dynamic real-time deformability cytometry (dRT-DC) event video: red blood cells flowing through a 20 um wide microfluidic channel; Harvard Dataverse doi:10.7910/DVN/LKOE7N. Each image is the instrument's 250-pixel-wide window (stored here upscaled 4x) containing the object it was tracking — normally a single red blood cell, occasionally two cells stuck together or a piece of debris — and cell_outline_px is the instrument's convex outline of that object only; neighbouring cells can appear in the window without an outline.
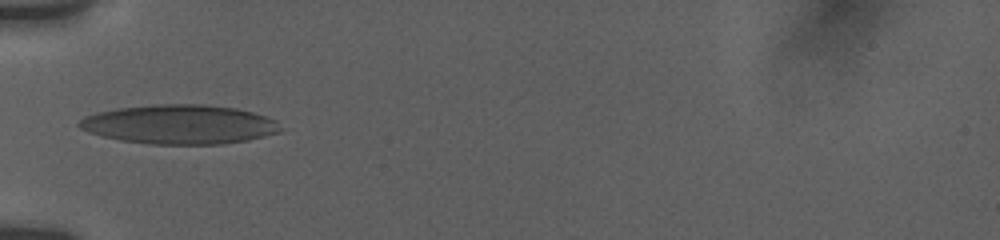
{"species": "human", "species_latin": "Homo sapiens", "temperature_condition": "room temperature", "stored_images_in_passage": 32, "camera_frame_rate_fps": 3000, "um_per_image_px": 0.085, "donor": {"sex": "female"}, "frame": {"image": 1, "passage_image": 1, "time_ms": 0.0, "image_size_px": [1000, 240], "cell_outline_px": [[280, 132], [248, 140], [220, 144], [152, 144], [120, 140], [88, 132], [80, 128], [76, 124], [84, 116], [96, 112], [116, 108], [152, 104], [204, 104], [236, 108], [252, 112], [276, 120], [280, 128]], "centroid_in_image_um": [15.23, 10.56], "position_along_channel_um": 69.8, "area_um2": 46.07}}
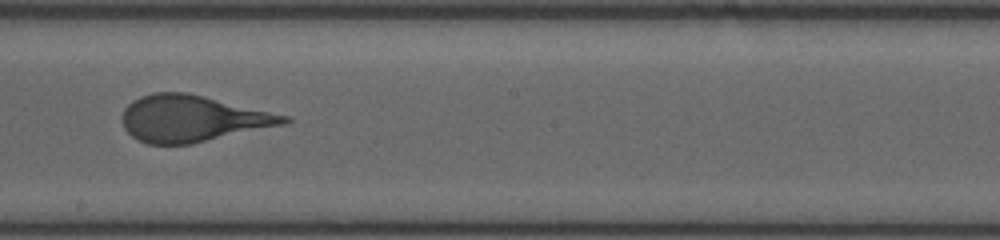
{"frame": {"image": 2, "passage_image": 14, "time_ms": 4.333, "image_size_px": [1000, 240], "cell_outline_px": [[292, 120], [284, 124], [192, 144], [148, 144], [136, 140], [124, 128], [124, 108], [132, 100], [140, 96], [152, 92], [188, 92], [288, 116]], "centroid_in_image_um": [16.32, 10.07], "position_along_channel_um": 231.9, "area_um2": 43.52}}
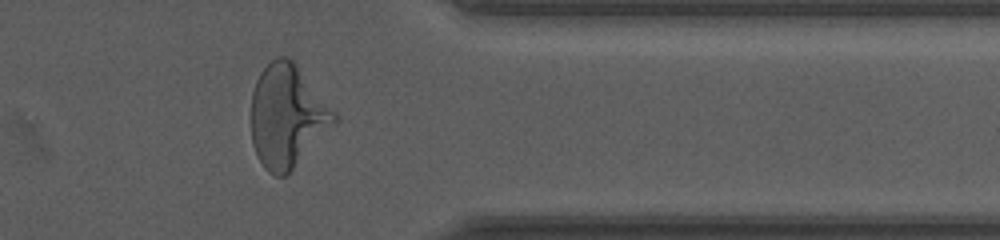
{"frame": {"image": 3, "passage_image": 27, "time_ms": 8.667, "image_size_px": [1000, 240], "cell_outline_px": [[336, 120], [292, 168], [284, 176], [276, 176], [268, 172], [264, 168], [256, 156], [252, 144], [252, 92], [256, 80], [260, 72], [276, 56], [288, 56], [296, 64], [336, 112]], "centroid_in_image_um": [24.36, 9.84], "position_along_channel_um": 387.0, "area_um2": 48.73}, "authors_computed_cell_mechanics": {"area_um2": 43.7257, "velocity_mm_per_s": 3.7566, "shape_relaxation_time_tau1_ms": 4.3929, "shape_relaxation_time_tau2_ms": null, "deformation_change_tau1": 0.219, "deformation_change_tau2": null}}